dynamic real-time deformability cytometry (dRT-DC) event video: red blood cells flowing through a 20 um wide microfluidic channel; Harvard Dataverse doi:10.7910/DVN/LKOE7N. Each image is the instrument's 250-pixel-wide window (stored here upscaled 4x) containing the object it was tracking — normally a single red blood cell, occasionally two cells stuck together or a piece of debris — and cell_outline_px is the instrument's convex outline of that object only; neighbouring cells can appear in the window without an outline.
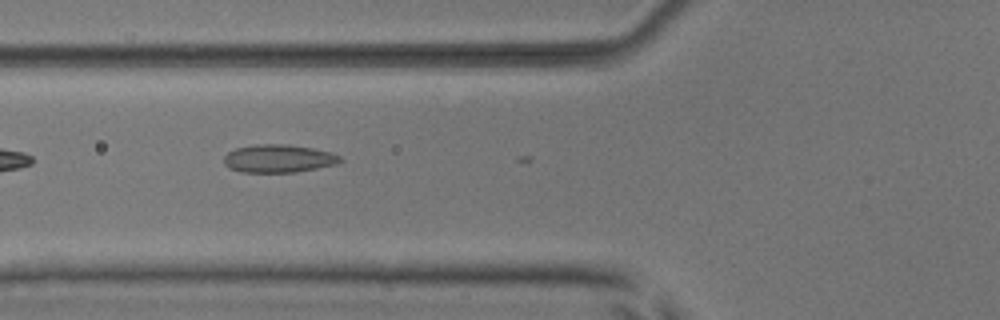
{"species": "common noctule bat (a hibernating species)", "species_latin": "Nyctalus noctula", "temperature_condition": "room temperature", "stored_images_in_passage": 4, "camera_frame_rate_fps": 3000, "um_per_image_px": 0.085, "animal": {"sex": "male", "body_mass_g": 17.9, "forearm_length_mm": 54.2}, "frame": {"image": 1, "passage_image": 3, "time_ms": 0.667, "image_size_px": [1000, 320], "cell_outline_px": [[344, 160], [336, 164], [296, 172], [240, 172], [224, 164], [224, 156], [228, 152], [236, 148], [256, 144], [288, 144], [312, 148], [332, 152], [340, 156]], "centroid_in_image_um": [23.69, 13.47], "position_along_channel_um": 102.1, "area_um2": 18.96}}